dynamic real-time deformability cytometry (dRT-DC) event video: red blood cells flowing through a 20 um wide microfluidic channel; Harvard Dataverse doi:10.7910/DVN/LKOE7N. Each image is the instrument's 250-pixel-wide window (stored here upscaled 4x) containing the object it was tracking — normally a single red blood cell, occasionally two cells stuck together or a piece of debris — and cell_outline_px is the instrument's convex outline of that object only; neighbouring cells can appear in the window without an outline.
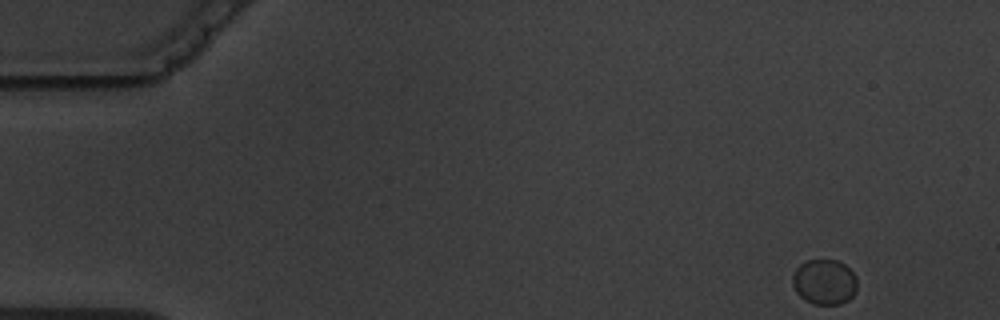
{"species": "common noctule bat (a hibernating species)", "species_latin": "Nyctalus noctula", "temperature_condition": "warm", "stored_images_in_passage": 5, "segment_of_instrument_passage": [1, 2], "camera_frame_rate_fps": 3000, "um_per_image_px": 0.085, "animal": {"sex": "male", "body_mass_g": 19.5, "forearm_length_mm": 54.6}, "frame": {"image": 1, "passage_image": 1, "time_ms": 0.0, "image_size_px": [1000, 320], "cell_outline_px": [[856, 292], [848, 300], [840, 304], [812, 304], [804, 300], [796, 292], [792, 284], [792, 276], [796, 268], [804, 260], [836, 260], [844, 264], [856, 276]], "centroid_in_image_um": [70.05, 23.97], "position_along_channel_um": 14.9, "area_um2": 17.17}}
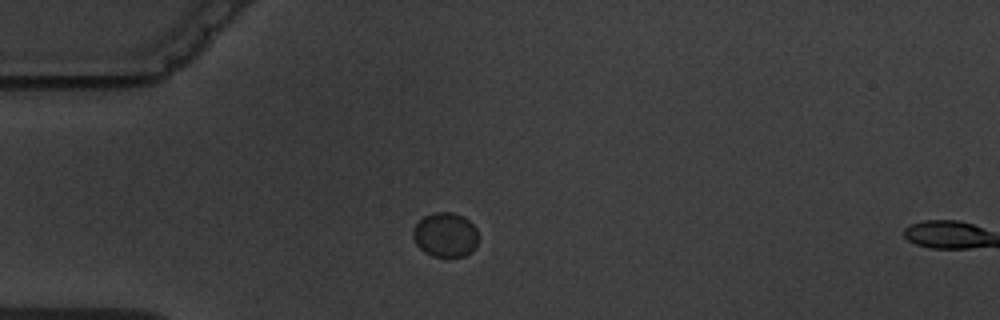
{"frame": {"image": 2, "passage_image": 4, "time_ms": 3.667, "image_size_px": [1000, 320], "cell_outline_px": [[476, 248], [472, 252], [464, 256], [432, 256], [424, 252], [416, 244], [412, 236], [412, 228], [424, 216], [432, 212], [452, 212], [464, 216], [476, 228]], "centroid_in_image_um": [37.83, 19.95], "position_along_channel_um": 47.2, "area_um2": 16.99}}